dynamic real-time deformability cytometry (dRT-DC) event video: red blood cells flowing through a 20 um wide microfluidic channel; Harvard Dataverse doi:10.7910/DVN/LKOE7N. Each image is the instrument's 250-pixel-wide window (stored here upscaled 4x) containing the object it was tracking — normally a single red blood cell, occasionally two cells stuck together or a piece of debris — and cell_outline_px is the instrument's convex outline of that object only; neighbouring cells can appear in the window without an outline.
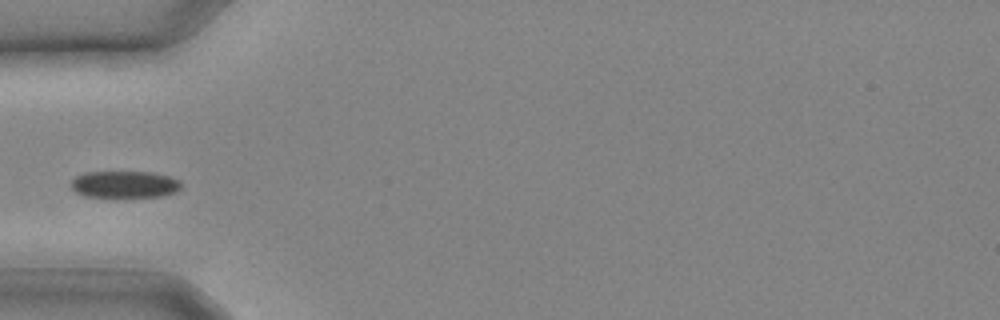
{"species": "common noctule bat (a hibernating species)", "species_latin": "Nyctalus noctula", "temperature_condition": "cold", "stored_images_in_passage": 9, "camera_frame_rate_fps": 3000, "um_per_image_px": 0.085, "animal": {"sex": "male", "body_mass_g": 20.4}, "frame": {"image": 1, "passage_image": 8, "time_ms": 2.333, "image_size_px": [1000, 320], "cell_outline_px": [[180, 188], [176, 192], [160, 196], [88, 196], [76, 192], [72, 188], [72, 180], [76, 176], [84, 172], [152, 172], [168, 176], [180, 180]], "centroid_in_image_um": [10.6, 15.65], "position_along_channel_um": 74.4, "area_um2": 16.94}}